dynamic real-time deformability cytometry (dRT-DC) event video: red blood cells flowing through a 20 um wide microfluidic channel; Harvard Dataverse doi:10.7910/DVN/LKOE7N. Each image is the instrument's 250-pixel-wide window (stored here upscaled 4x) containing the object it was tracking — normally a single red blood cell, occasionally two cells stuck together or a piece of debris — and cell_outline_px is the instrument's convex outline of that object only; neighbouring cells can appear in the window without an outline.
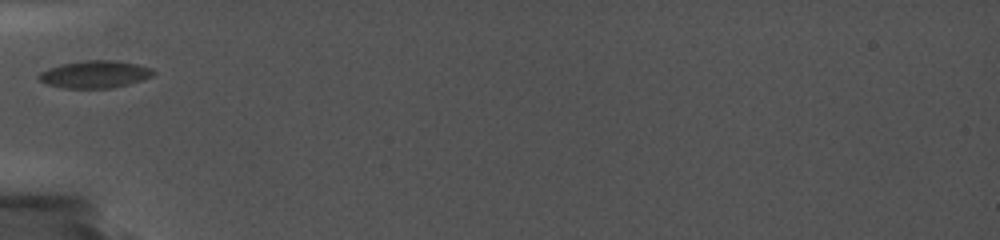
{"species": "common noctule bat (a hibernating species)", "species_latin": "Nyctalus noctula", "temperature_condition": "cold", "stored_images_in_passage": 9, "camera_frame_rate_fps": 5000, "um_per_image_px": 0.085, "animal": {"sex": "female", "body_mass_g": 19.0, "forearm_length_mm": 56.7}, "frame": {"image": 1, "passage_image": 1, "time_ms": 0.0, "image_size_px": [1000, 240], "cell_outline_px": [[156, 72], [152, 76], [128, 84], [112, 88], [64, 88], [48, 84], [40, 80], [36, 76], [40, 72], [48, 68], [64, 64], [88, 60], [116, 60], [136, 64], [152, 68]], "centroid_in_image_um": [8.07, 6.31], "position_along_channel_um": 76.9, "area_um2": 18.09}}
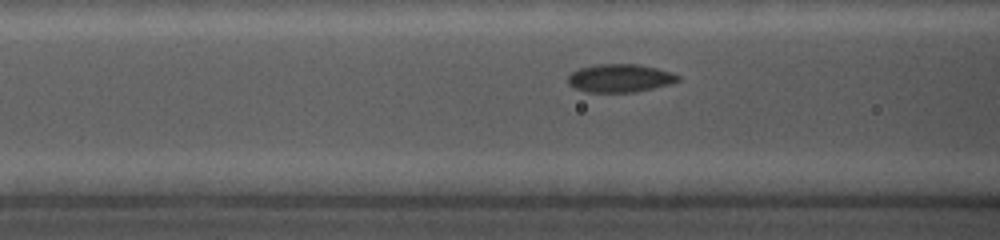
{"frame": {"image": 2, "passage_image": 5, "time_ms": 1.0, "image_size_px": [1000, 240], "cell_outline_px": [[680, 80], [672, 84], [636, 92], [588, 92], [576, 88], [568, 84], [568, 76], [572, 72], [580, 68], [596, 64], [636, 64], [656, 68], [672, 72], [680, 76]], "centroid_in_image_um": [52.73, 6.64], "position_along_channel_um": 113.9, "area_um2": 18.09}}